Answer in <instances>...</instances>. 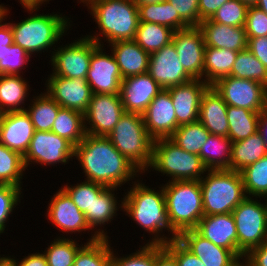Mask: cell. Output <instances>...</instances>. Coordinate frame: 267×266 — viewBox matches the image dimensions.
<instances>
[{"label":"cell","instance_id":"obj_1","mask_svg":"<svg viewBox=\"0 0 267 266\" xmlns=\"http://www.w3.org/2000/svg\"><path fill=\"white\" fill-rule=\"evenodd\" d=\"M74 156L80 161L87 181L106 187L117 188L139 172L106 136L86 134L75 146Z\"/></svg>","mask_w":267,"mask_h":266},{"label":"cell","instance_id":"obj_2","mask_svg":"<svg viewBox=\"0 0 267 266\" xmlns=\"http://www.w3.org/2000/svg\"><path fill=\"white\" fill-rule=\"evenodd\" d=\"M128 191V194L122 201V208L128 213L134 221L145 230L159 234L163 228L172 232V237H159L155 235L149 244H166L171 240L178 239L180 233L173 227L168 211L166 209V200L163 187L158 192L147 188L142 183H136Z\"/></svg>","mask_w":267,"mask_h":266},{"label":"cell","instance_id":"obj_3","mask_svg":"<svg viewBox=\"0 0 267 266\" xmlns=\"http://www.w3.org/2000/svg\"><path fill=\"white\" fill-rule=\"evenodd\" d=\"M106 137L140 172L151 166L154 139L146 130L142 115L125 112Z\"/></svg>","mask_w":267,"mask_h":266},{"label":"cell","instance_id":"obj_4","mask_svg":"<svg viewBox=\"0 0 267 266\" xmlns=\"http://www.w3.org/2000/svg\"><path fill=\"white\" fill-rule=\"evenodd\" d=\"M208 172L199 180L204 216L231 213L247 197L241 173L230 169Z\"/></svg>","mask_w":267,"mask_h":266},{"label":"cell","instance_id":"obj_5","mask_svg":"<svg viewBox=\"0 0 267 266\" xmlns=\"http://www.w3.org/2000/svg\"><path fill=\"white\" fill-rule=\"evenodd\" d=\"M87 5L109 44L134 40L139 12L133 0H91Z\"/></svg>","mask_w":267,"mask_h":266},{"label":"cell","instance_id":"obj_6","mask_svg":"<svg viewBox=\"0 0 267 266\" xmlns=\"http://www.w3.org/2000/svg\"><path fill=\"white\" fill-rule=\"evenodd\" d=\"M168 183L163 186V191L166 209L173 227L179 233L195 229L204 216L200 181H170Z\"/></svg>","mask_w":267,"mask_h":266},{"label":"cell","instance_id":"obj_7","mask_svg":"<svg viewBox=\"0 0 267 266\" xmlns=\"http://www.w3.org/2000/svg\"><path fill=\"white\" fill-rule=\"evenodd\" d=\"M67 18L57 14L35 15L17 24L9 23L14 44L19 45L29 55L52 47L68 28ZM67 27V28H66Z\"/></svg>","mask_w":267,"mask_h":266},{"label":"cell","instance_id":"obj_8","mask_svg":"<svg viewBox=\"0 0 267 266\" xmlns=\"http://www.w3.org/2000/svg\"><path fill=\"white\" fill-rule=\"evenodd\" d=\"M150 167L172 176L171 181L200 180L207 171L199 155L184 151L169 138L154 140Z\"/></svg>","mask_w":267,"mask_h":266},{"label":"cell","instance_id":"obj_9","mask_svg":"<svg viewBox=\"0 0 267 266\" xmlns=\"http://www.w3.org/2000/svg\"><path fill=\"white\" fill-rule=\"evenodd\" d=\"M237 229V257L242 259L253 248L267 242V203L247 196L231 212Z\"/></svg>","mask_w":267,"mask_h":266},{"label":"cell","instance_id":"obj_10","mask_svg":"<svg viewBox=\"0 0 267 266\" xmlns=\"http://www.w3.org/2000/svg\"><path fill=\"white\" fill-rule=\"evenodd\" d=\"M212 86L223 97L227 106L258 113L266 108L267 87L260 82L227 76Z\"/></svg>","mask_w":267,"mask_h":266},{"label":"cell","instance_id":"obj_11","mask_svg":"<svg viewBox=\"0 0 267 266\" xmlns=\"http://www.w3.org/2000/svg\"><path fill=\"white\" fill-rule=\"evenodd\" d=\"M101 45L98 36H86L77 42L61 47L54 52L51 62L54 73L51 76L64 78H86L93 49Z\"/></svg>","mask_w":267,"mask_h":266},{"label":"cell","instance_id":"obj_12","mask_svg":"<svg viewBox=\"0 0 267 266\" xmlns=\"http://www.w3.org/2000/svg\"><path fill=\"white\" fill-rule=\"evenodd\" d=\"M125 112L120 94L92 93L88 109L84 113V121L90 124L89 128L86 122L84 124L86 134L107 136Z\"/></svg>","mask_w":267,"mask_h":266},{"label":"cell","instance_id":"obj_13","mask_svg":"<svg viewBox=\"0 0 267 266\" xmlns=\"http://www.w3.org/2000/svg\"><path fill=\"white\" fill-rule=\"evenodd\" d=\"M75 146L52 131H35L29 148L23 156L25 167L29 162L39 164L66 163L74 156Z\"/></svg>","mask_w":267,"mask_h":266},{"label":"cell","instance_id":"obj_14","mask_svg":"<svg viewBox=\"0 0 267 266\" xmlns=\"http://www.w3.org/2000/svg\"><path fill=\"white\" fill-rule=\"evenodd\" d=\"M172 42L185 72L192 79H203L206 46L199 26L174 31Z\"/></svg>","mask_w":267,"mask_h":266},{"label":"cell","instance_id":"obj_15","mask_svg":"<svg viewBox=\"0 0 267 266\" xmlns=\"http://www.w3.org/2000/svg\"><path fill=\"white\" fill-rule=\"evenodd\" d=\"M102 45H97L91 55L86 80L92 93L120 94L123 80L115 57L103 53Z\"/></svg>","mask_w":267,"mask_h":266},{"label":"cell","instance_id":"obj_16","mask_svg":"<svg viewBox=\"0 0 267 266\" xmlns=\"http://www.w3.org/2000/svg\"><path fill=\"white\" fill-rule=\"evenodd\" d=\"M147 73L162 89L184 84L192 80L180 63L173 42L150 54Z\"/></svg>","mask_w":267,"mask_h":266},{"label":"cell","instance_id":"obj_17","mask_svg":"<svg viewBox=\"0 0 267 266\" xmlns=\"http://www.w3.org/2000/svg\"><path fill=\"white\" fill-rule=\"evenodd\" d=\"M47 94L63 108L73 109L83 114L87 111L92 97L86 78H64L50 76L47 79Z\"/></svg>","mask_w":267,"mask_h":266},{"label":"cell","instance_id":"obj_18","mask_svg":"<svg viewBox=\"0 0 267 266\" xmlns=\"http://www.w3.org/2000/svg\"><path fill=\"white\" fill-rule=\"evenodd\" d=\"M162 90L148 73L128 76L121 82L122 105L126 112L142 115Z\"/></svg>","mask_w":267,"mask_h":266},{"label":"cell","instance_id":"obj_19","mask_svg":"<svg viewBox=\"0 0 267 266\" xmlns=\"http://www.w3.org/2000/svg\"><path fill=\"white\" fill-rule=\"evenodd\" d=\"M149 135L154 139L169 138L177 129V119L170 92L163 89L142 114Z\"/></svg>","mask_w":267,"mask_h":266},{"label":"cell","instance_id":"obj_20","mask_svg":"<svg viewBox=\"0 0 267 266\" xmlns=\"http://www.w3.org/2000/svg\"><path fill=\"white\" fill-rule=\"evenodd\" d=\"M203 80L201 82L200 79H192L184 84L167 88L176 113L177 128L198 121L200 101L209 87L205 79Z\"/></svg>","mask_w":267,"mask_h":266},{"label":"cell","instance_id":"obj_21","mask_svg":"<svg viewBox=\"0 0 267 266\" xmlns=\"http://www.w3.org/2000/svg\"><path fill=\"white\" fill-rule=\"evenodd\" d=\"M178 240L205 266H239L240 259L230 250L205 239L195 229L180 233Z\"/></svg>","mask_w":267,"mask_h":266},{"label":"cell","instance_id":"obj_22","mask_svg":"<svg viewBox=\"0 0 267 266\" xmlns=\"http://www.w3.org/2000/svg\"><path fill=\"white\" fill-rule=\"evenodd\" d=\"M34 132L26 110L4 113L0 120V143L22 156L26 154Z\"/></svg>","mask_w":267,"mask_h":266},{"label":"cell","instance_id":"obj_23","mask_svg":"<svg viewBox=\"0 0 267 266\" xmlns=\"http://www.w3.org/2000/svg\"><path fill=\"white\" fill-rule=\"evenodd\" d=\"M195 230L205 239L237 256V229L231 213L203 216Z\"/></svg>","mask_w":267,"mask_h":266},{"label":"cell","instance_id":"obj_24","mask_svg":"<svg viewBox=\"0 0 267 266\" xmlns=\"http://www.w3.org/2000/svg\"><path fill=\"white\" fill-rule=\"evenodd\" d=\"M50 202L48 217L57 228L72 233L91 229L85 214L79 210L63 189L57 192Z\"/></svg>","mask_w":267,"mask_h":266},{"label":"cell","instance_id":"obj_25","mask_svg":"<svg viewBox=\"0 0 267 266\" xmlns=\"http://www.w3.org/2000/svg\"><path fill=\"white\" fill-rule=\"evenodd\" d=\"M202 31L206 47L243 51L247 49L245 27H233L215 23L210 19L201 21L198 25Z\"/></svg>","mask_w":267,"mask_h":266},{"label":"cell","instance_id":"obj_26","mask_svg":"<svg viewBox=\"0 0 267 266\" xmlns=\"http://www.w3.org/2000/svg\"><path fill=\"white\" fill-rule=\"evenodd\" d=\"M198 121L211 134L228 136L227 104L213 86H209L202 95Z\"/></svg>","mask_w":267,"mask_h":266},{"label":"cell","instance_id":"obj_27","mask_svg":"<svg viewBox=\"0 0 267 266\" xmlns=\"http://www.w3.org/2000/svg\"><path fill=\"white\" fill-rule=\"evenodd\" d=\"M113 56L119 66L122 78L147 73L150 54L134 40L111 43Z\"/></svg>","mask_w":267,"mask_h":266},{"label":"cell","instance_id":"obj_28","mask_svg":"<svg viewBox=\"0 0 267 266\" xmlns=\"http://www.w3.org/2000/svg\"><path fill=\"white\" fill-rule=\"evenodd\" d=\"M231 151L232 141L228 136L210 134L199 156L207 170L230 169Z\"/></svg>","mask_w":267,"mask_h":266},{"label":"cell","instance_id":"obj_29","mask_svg":"<svg viewBox=\"0 0 267 266\" xmlns=\"http://www.w3.org/2000/svg\"><path fill=\"white\" fill-rule=\"evenodd\" d=\"M266 155L265 142L262 136L256 132L246 139L232 143L230 170L241 172Z\"/></svg>","mask_w":267,"mask_h":266},{"label":"cell","instance_id":"obj_30","mask_svg":"<svg viewBox=\"0 0 267 266\" xmlns=\"http://www.w3.org/2000/svg\"><path fill=\"white\" fill-rule=\"evenodd\" d=\"M238 52L228 49L205 47L204 75L209 86L219 79L230 76Z\"/></svg>","mask_w":267,"mask_h":266},{"label":"cell","instance_id":"obj_31","mask_svg":"<svg viewBox=\"0 0 267 266\" xmlns=\"http://www.w3.org/2000/svg\"><path fill=\"white\" fill-rule=\"evenodd\" d=\"M101 231H97L78 251L73 266H111L112 250L108 236Z\"/></svg>","mask_w":267,"mask_h":266},{"label":"cell","instance_id":"obj_32","mask_svg":"<svg viewBox=\"0 0 267 266\" xmlns=\"http://www.w3.org/2000/svg\"><path fill=\"white\" fill-rule=\"evenodd\" d=\"M167 0L138 6L139 22L167 26L174 31L190 27Z\"/></svg>","mask_w":267,"mask_h":266},{"label":"cell","instance_id":"obj_33","mask_svg":"<svg viewBox=\"0 0 267 266\" xmlns=\"http://www.w3.org/2000/svg\"><path fill=\"white\" fill-rule=\"evenodd\" d=\"M83 124H85V121L82 112L61 107L51 131L76 146L86 135L85 125Z\"/></svg>","mask_w":267,"mask_h":266},{"label":"cell","instance_id":"obj_34","mask_svg":"<svg viewBox=\"0 0 267 266\" xmlns=\"http://www.w3.org/2000/svg\"><path fill=\"white\" fill-rule=\"evenodd\" d=\"M27 86L20 75H0V108L4 113L26 110L18 106L24 103Z\"/></svg>","mask_w":267,"mask_h":266},{"label":"cell","instance_id":"obj_35","mask_svg":"<svg viewBox=\"0 0 267 266\" xmlns=\"http://www.w3.org/2000/svg\"><path fill=\"white\" fill-rule=\"evenodd\" d=\"M258 112L227 106L228 137L233 142L248 138L258 131Z\"/></svg>","mask_w":267,"mask_h":266},{"label":"cell","instance_id":"obj_36","mask_svg":"<svg viewBox=\"0 0 267 266\" xmlns=\"http://www.w3.org/2000/svg\"><path fill=\"white\" fill-rule=\"evenodd\" d=\"M174 30L160 24L139 22L134 41L152 54L172 42Z\"/></svg>","mask_w":267,"mask_h":266},{"label":"cell","instance_id":"obj_37","mask_svg":"<svg viewBox=\"0 0 267 266\" xmlns=\"http://www.w3.org/2000/svg\"><path fill=\"white\" fill-rule=\"evenodd\" d=\"M210 134L200 121H196L180 125L169 139L184 151L199 155Z\"/></svg>","mask_w":267,"mask_h":266},{"label":"cell","instance_id":"obj_38","mask_svg":"<svg viewBox=\"0 0 267 266\" xmlns=\"http://www.w3.org/2000/svg\"><path fill=\"white\" fill-rule=\"evenodd\" d=\"M30 107V109H26V112L31 118L35 131H51L61 106L45 93L34 99L33 105Z\"/></svg>","mask_w":267,"mask_h":266},{"label":"cell","instance_id":"obj_39","mask_svg":"<svg viewBox=\"0 0 267 266\" xmlns=\"http://www.w3.org/2000/svg\"><path fill=\"white\" fill-rule=\"evenodd\" d=\"M115 187H105L91 203V212L85 214L86 221L90 228L109 222L114 216L117 209V200L111 191Z\"/></svg>","mask_w":267,"mask_h":266},{"label":"cell","instance_id":"obj_40","mask_svg":"<svg viewBox=\"0 0 267 266\" xmlns=\"http://www.w3.org/2000/svg\"><path fill=\"white\" fill-rule=\"evenodd\" d=\"M23 156L0 143V185L20 187V180L25 170Z\"/></svg>","mask_w":267,"mask_h":266},{"label":"cell","instance_id":"obj_41","mask_svg":"<svg viewBox=\"0 0 267 266\" xmlns=\"http://www.w3.org/2000/svg\"><path fill=\"white\" fill-rule=\"evenodd\" d=\"M230 76L251 79L267 87V69L248 49L238 52Z\"/></svg>","mask_w":267,"mask_h":266},{"label":"cell","instance_id":"obj_42","mask_svg":"<svg viewBox=\"0 0 267 266\" xmlns=\"http://www.w3.org/2000/svg\"><path fill=\"white\" fill-rule=\"evenodd\" d=\"M245 194L267 197V155L241 172Z\"/></svg>","mask_w":267,"mask_h":266},{"label":"cell","instance_id":"obj_43","mask_svg":"<svg viewBox=\"0 0 267 266\" xmlns=\"http://www.w3.org/2000/svg\"><path fill=\"white\" fill-rule=\"evenodd\" d=\"M82 247L74 240L63 237V239L54 240L43 254L48 266H73L76 255Z\"/></svg>","mask_w":267,"mask_h":266},{"label":"cell","instance_id":"obj_44","mask_svg":"<svg viewBox=\"0 0 267 266\" xmlns=\"http://www.w3.org/2000/svg\"><path fill=\"white\" fill-rule=\"evenodd\" d=\"M105 187L106 186L99 183L84 181L74 187L63 186V190L68 194L79 210L86 214L87 212H91L93 199L96 198Z\"/></svg>","mask_w":267,"mask_h":266},{"label":"cell","instance_id":"obj_45","mask_svg":"<svg viewBox=\"0 0 267 266\" xmlns=\"http://www.w3.org/2000/svg\"><path fill=\"white\" fill-rule=\"evenodd\" d=\"M248 8L240 0H229L215 12L210 20L228 26L242 27L246 23Z\"/></svg>","mask_w":267,"mask_h":266},{"label":"cell","instance_id":"obj_46","mask_svg":"<svg viewBox=\"0 0 267 266\" xmlns=\"http://www.w3.org/2000/svg\"><path fill=\"white\" fill-rule=\"evenodd\" d=\"M30 57L23 48L14 43L0 48V75H19V70L28 63Z\"/></svg>","mask_w":267,"mask_h":266},{"label":"cell","instance_id":"obj_47","mask_svg":"<svg viewBox=\"0 0 267 266\" xmlns=\"http://www.w3.org/2000/svg\"><path fill=\"white\" fill-rule=\"evenodd\" d=\"M132 255L117 258L112 251L111 266H155L156 244H145Z\"/></svg>","mask_w":267,"mask_h":266},{"label":"cell","instance_id":"obj_48","mask_svg":"<svg viewBox=\"0 0 267 266\" xmlns=\"http://www.w3.org/2000/svg\"><path fill=\"white\" fill-rule=\"evenodd\" d=\"M21 188L15 185H0V234L5 230V222L19 202Z\"/></svg>","mask_w":267,"mask_h":266},{"label":"cell","instance_id":"obj_49","mask_svg":"<svg viewBox=\"0 0 267 266\" xmlns=\"http://www.w3.org/2000/svg\"><path fill=\"white\" fill-rule=\"evenodd\" d=\"M244 27L247 38L267 36V14L256 6L249 7Z\"/></svg>","mask_w":267,"mask_h":266},{"label":"cell","instance_id":"obj_50","mask_svg":"<svg viewBox=\"0 0 267 266\" xmlns=\"http://www.w3.org/2000/svg\"><path fill=\"white\" fill-rule=\"evenodd\" d=\"M164 247L175 257L178 266H205L200 259L190 252L178 239L164 244Z\"/></svg>","mask_w":267,"mask_h":266},{"label":"cell","instance_id":"obj_51","mask_svg":"<svg viewBox=\"0 0 267 266\" xmlns=\"http://www.w3.org/2000/svg\"><path fill=\"white\" fill-rule=\"evenodd\" d=\"M179 16L189 25H199V0H167Z\"/></svg>","mask_w":267,"mask_h":266},{"label":"cell","instance_id":"obj_52","mask_svg":"<svg viewBox=\"0 0 267 266\" xmlns=\"http://www.w3.org/2000/svg\"><path fill=\"white\" fill-rule=\"evenodd\" d=\"M247 49L266 67L267 69V36L247 38Z\"/></svg>","mask_w":267,"mask_h":266},{"label":"cell","instance_id":"obj_53","mask_svg":"<svg viewBox=\"0 0 267 266\" xmlns=\"http://www.w3.org/2000/svg\"><path fill=\"white\" fill-rule=\"evenodd\" d=\"M245 257L246 266H267V242L253 248Z\"/></svg>","mask_w":267,"mask_h":266},{"label":"cell","instance_id":"obj_54","mask_svg":"<svg viewBox=\"0 0 267 266\" xmlns=\"http://www.w3.org/2000/svg\"><path fill=\"white\" fill-rule=\"evenodd\" d=\"M229 0H199V24L210 19L215 12Z\"/></svg>","mask_w":267,"mask_h":266},{"label":"cell","instance_id":"obj_55","mask_svg":"<svg viewBox=\"0 0 267 266\" xmlns=\"http://www.w3.org/2000/svg\"><path fill=\"white\" fill-rule=\"evenodd\" d=\"M155 266H178L175 257L164 247L163 244H156Z\"/></svg>","mask_w":267,"mask_h":266},{"label":"cell","instance_id":"obj_56","mask_svg":"<svg viewBox=\"0 0 267 266\" xmlns=\"http://www.w3.org/2000/svg\"><path fill=\"white\" fill-rule=\"evenodd\" d=\"M8 258L13 262L14 266H48L45 255L41 253L30 254L24 257L19 264L13 258Z\"/></svg>","mask_w":267,"mask_h":266},{"label":"cell","instance_id":"obj_57","mask_svg":"<svg viewBox=\"0 0 267 266\" xmlns=\"http://www.w3.org/2000/svg\"><path fill=\"white\" fill-rule=\"evenodd\" d=\"M1 23V22H0ZM14 43L13 32L9 23L0 24V48Z\"/></svg>","mask_w":267,"mask_h":266},{"label":"cell","instance_id":"obj_58","mask_svg":"<svg viewBox=\"0 0 267 266\" xmlns=\"http://www.w3.org/2000/svg\"><path fill=\"white\" fill-rule=\"evenodd\" d=\"M257 132L262 136L267 150V108L262 110L259 114Z\"/></svg>","mask_w":267,"mask_h":266},{"label":"cell","instance_id":"obj_59","mask_svg":"<svg viewBox=\"0 0 267 266\" xmlns=\"http://www.w3.org/2000/svg\"><path fill=\"white\" fill-rule=\"evenodd\" d=\"M23 7L28 9V11L37 10V8L40 6V0H20Z\"/></svg>","mask_w":267,"mask_h":266},{"label":"cell","instance_id":"obj_60","mask_svg":"<svg viewBox=\"0 0 267 266\" xmlns=\"http://www.w3.org/2000/svg\"><path fill=\"white\" fill-rule=\"evenodd\" d=\"M255 6L267 14V0H258Z\"/></svg>","mask_w":267,"mask_h":266},{"label":"cell","instance_id":"obj_61","mask_svg":"<svg viewBox=\"0 0 267 266\" xmlns=\"http://www.w3.org/2000/svg\"><path fill=\"white\" fill-rule=\"evenodd\" d=\"M163 0H133V2L139 6V5H144V4H149V3H157V2H162Z\"/></svg>","mask_w":267,"mask_h":266},{"label":"cell","instance_id":"obj_62","mask_svg":"<svg viewBox=\"0 0 267 266\" xmlns=\"http://www.w3.org/2000/svg\"><path fill=\"white\" fill-rule=\"evenodd\" d=\"M0 266H14V264L8 257H1Z\"/></svg>","mask_w":267,"mask_h":266},{"label":"cell","instance_id":"obj_63","mask_svg":"<svg viewBox=\"0 0 267 266\" xmlns=\"http://www.w3.org/2000/svg\"><path fill=\"white\" fill-rule=\"evenodd\" d=\"M7 13H8V10L4 6L0 5V22L4 20Z\"/></svg>","mask_w":267,"mask_h":266},{"label":"cell","instance_id":"obj_64","mask_svg":"<svg viewBox=\"0 0 267 266\" xmlns=\"http://www.w3.org/2000/svg\"><path fill=\"white\" fill-rule=\"evenodd\" d=\"M242 3L247 5L248 7H253L256 5L258 0H240Z\"/></svg>","mask_w":267,"mask_h":266},{"label":"cell","instance_id":"obj_65","mask_svg":"<svg viewBox=\"0 0 267 266\" xmlns=\"http://www.w3.org/2000/svg\"><path fill=\"white\" fill-rule=\"evenodd\" d=\"M4 112L2 111V109L0 108V120L3 118Z\"/></svg>","mask_w":267,"mask_h":266},{"label":"cell","instance_id":"obj_66","mask_svg":"<svg viewBox=\"0 0 267 266\" xmlns=\"http://www.w3.org/2000/svg\"><path fill=\"white\" fill-rule=\"evenodd\" d=\"M81 2H85L86 3V5L91 1V0H80Z\"/></svg>","mask_w":267,"mask_h":266},{"label":"cell","instance_id":"obj_67","mask_svg":"<svg viewBox=\"0 0 267 266\" xmlns=\"http://www.w3.org/2000/svg\"><path fill=\"white\" fill-rule=\"evenodd\" d=\"M44 1L47 2L49 0H40V4H42Z\"/></svg>","mask_w":267,"mask_h":266}]
</instances>
